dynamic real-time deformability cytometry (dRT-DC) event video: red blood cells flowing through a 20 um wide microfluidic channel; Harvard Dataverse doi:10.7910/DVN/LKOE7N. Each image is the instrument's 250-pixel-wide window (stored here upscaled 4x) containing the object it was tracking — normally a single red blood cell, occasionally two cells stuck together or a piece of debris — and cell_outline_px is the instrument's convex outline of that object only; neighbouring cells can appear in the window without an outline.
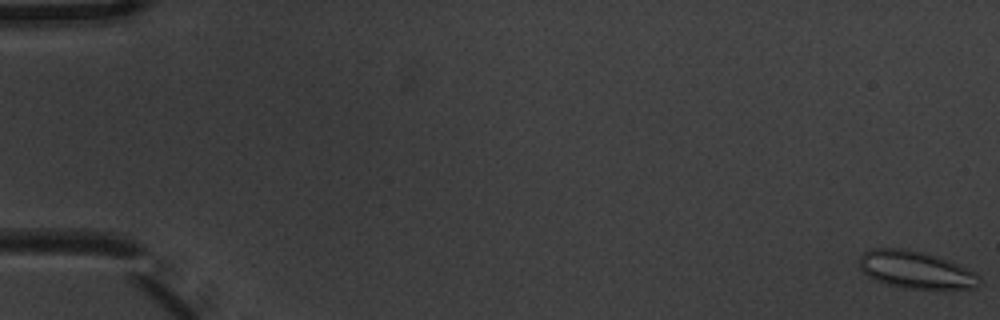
{"species": "common noctule bat (a hibernating species)", "species_latin": "Nyctalus noctula", "temperature_condition": "warm", "stored_images_in_passage": 7, "camera_frame_rate_fps": 3000, "um_per_image_px": 0.085, "animal": {"sex": "male", "body_mass_g": 20.1, "forearm_length_mm": 53.5}, "frame": {"image": 1, "passage_image": 1, "time_ms": 0.0, "image_size_px": [1000, 320], "cell_outline_px": [[980, 284], [976, 288], [904, 288], [888, 284], [876, 280], [868, 276], [860, 268], [860, 256], [864, 252], [872, 248], [900, 248], [920, 252], [936, 256], [976, 272], [980, 276]], "centroid_in_image_um": [77.83, 22.93], "position_along_channel_um": 7.2, "area_um2": 25.72}}
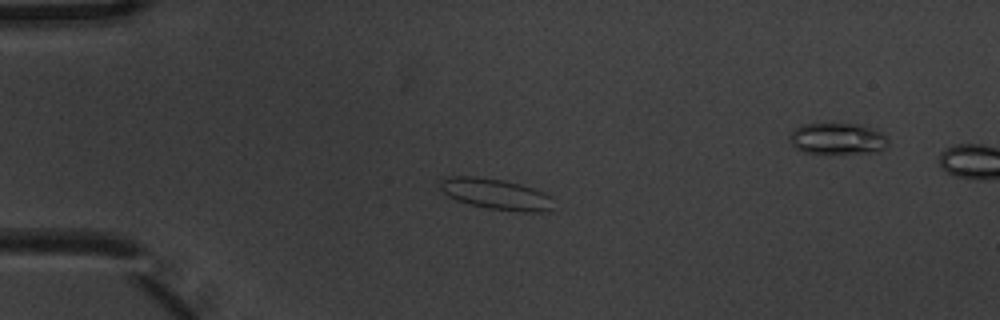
{"frame": {"image": 2, "passage_image": 5, "time_ms": 1.333, "image_size_px": [1000, 320], "cell_outline_px": [[552, 208], [548, 212], [524, 212], [488, 208], [468, 204], [456, 200], [448, 196], [440, 188], [440, 180], [444, 176], [476, 176], [504, 180], [520, 184], [544, 192], [552, 196]], "centroid_in_image_um": [42.15, 16.49], "position_along_channel_um": 42.9, "area_um2": 20.58}}
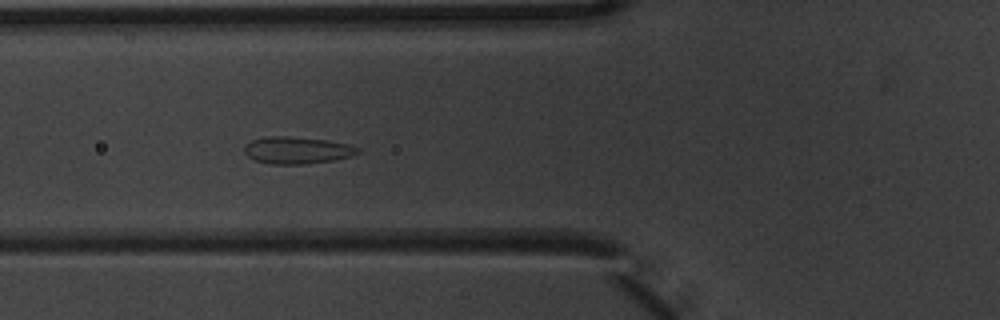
{"frame": {"image": 3, "passage_image": 7, "time_ms": 2.0, "image_size_px": [1000, 320], "cell_outline_px": [[360, 152], [352, 156], [332, 160], [304, 164], [272, 164], [256, 160], [248, 156], [244, 152], [244, 144], [252, 140], [268, 136], [288, 136], [328, 140], [348, 144], [360, 148]], "centroid_in_image_um": [25.25, 12.76], "position_along_channel_um": 100.5, "area_um2": 17.86}}